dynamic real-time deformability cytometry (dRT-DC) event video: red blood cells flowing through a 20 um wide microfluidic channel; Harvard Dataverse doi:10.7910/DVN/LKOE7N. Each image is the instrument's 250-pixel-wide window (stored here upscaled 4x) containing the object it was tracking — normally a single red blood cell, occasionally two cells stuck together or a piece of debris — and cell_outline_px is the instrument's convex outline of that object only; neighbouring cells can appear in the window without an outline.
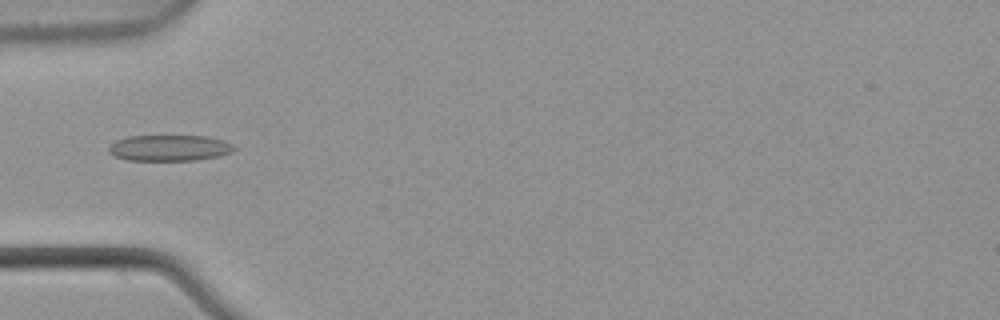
{"species": "common noctule bat (a hibernating species)", "species_latin": "Nyctalus noctula", "temperature_condition": "warm", "stored_images_in_passage": 3, "camera_frame_rate_fps": 3000, "um_per_image_px": 0.085, "animal": {"sex": "male", "body_mass_g": 21.5, "forearm_length_mm": 52.0}, "frame": {"image": 1, "passage_image": 3, "time_ms": 0.667, "image_size_px": [1000, 320], "cell_outline_px": [[236, 148], [232, 152], [220, 156], [196, 160], [128, 160], [112, 156], [108, 152], [108, 148], [116, 140], [128, 136], [208, 136], [224, 140], [232, 144]], "centroid_in_image_um": [14.41, 12.57], "position_along_channel_um": 70.6, "area_um2": 19.13}}